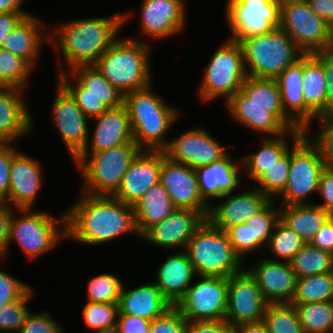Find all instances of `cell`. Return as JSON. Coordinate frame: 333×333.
<instances>
[{
	"instance_id": "1",
	"label": "cell",
	"mask_w": 333,
	"mask_h": 333,
	"mask_svg": "<svg viewBox=\"0 0 333 333\" xmlns=\"http://www.w3.org/2000/svg\"><path fill=\"white\" fill-rule=\"evenodd\" d=\"M132 13L115 12L112 16L71 19L54 25L49 43L54 44L59 54L57 74L78 65H93L120 37Z\"/></svg>"
},
{
	"instance_id": "2",
	"label": "cell",
	"mask_w": 333,
	"mask_h": 333,
	"mask_svg": "<svg viewBox=\"0 0 333 333\" xmlns=\"http://www.w3.org/2000/svg\"><path fill=\"white\" fill-rule=\"evenodd\" d=\"M74 204L66 208V239L84 245H99L125 234L141 238L132 205L114 196L80 193Z\"/></svg>"
},
{
	"instance_id": "3",
	"label": "cell",
	"mask_w": 333,
	"mask_h": 333,
	"mask_svg": "<svg viewBox=\"0 0 333 333\" xmlns=\"http://www.w3.org/2000/svg\"><path fill=\"white\" fill-rule=\"evenodd\" d=\"M149 86L124 95L133 134V140L142 150H163L169 140L166 138L171 126L181 113Z\"/></svg>"
},
{
	"instance_id": "4",
	"label": "cell",
	"mask_w": 333,
	"mask_h": 333,
	"mask_svg": "<svg viewBox=\"0 0 333 333\" xmlns=\"http://www.w3.org/2000/svg\"><path fill=\"white\" fill-rule=\"evenodd\" d=\"M143 40L121 36L93 64L123 96L153 83L152 45Z\"/></svg>"
},
{
	"instance_id": "5",
	"label": "cell",
	"mask_w": 333,
	"mask_h": 333,
	"mask_svg": "<svg viewBox=\"0 0 333 333\" xmlns=\"http://www.w3.org/2000/svg\"><path fill=\"white\" fill-rule=\"evenodd\" d=\"M142 149L131 142L95 153H80L74 160L81 172V192L89 195L113 196L123 176Z\"/></svg>"
},
{
	"instance_id": "6",
	"label": "cell",
	"mask_w": 333,
	"mask_h": 333,
	"mask_svg": "<svg viewBox=\"0 0 333 333\" xmlns=\"http://www.w3.org/2000/svg\"><path fill=\"white\" fill-rule=\"evenodd\" d=\"M16 212L19 213L17 216L14 215ZM61 238L66 239L65 212L55 218L48 211L14 209L9 225L7 250L0 260L4 261L8 256L12 240L22 249L29 261H34L55 249L62 241Z\"/></svg>"
},
{
	"instance_id": "7",
	"label": "cell",
	"mask_w": 333,
	"mask_h": 333,
	"mask_svg": "<svg viewBox=\"0 0 333 333\" xmlns=\"http://www.w3.org/2000/svg\"><path fill=\"white\" fill-rule=\"evenodd\" d=\"M243 50L247 76L275 79L304 52L281 28L238 41Z\"/></svg>"
},
{
	"instance_id": "8",
	"label": "cell",
	"mask_w": 333,
	"mask_h": 333,
	"mask_svg": "<svg viewBox=\"0 0 333 333\" xmlns=\"http://www.w3.org/2000/svg\"><path fill=\"white\" fill-rule=\"evenodd\" d=\"M197 275L227 277L241 272L244 262L234 251L229 236L207 219L195 231L184 250Z\"/></svg>"
},
{
	"instance_id": "9",
	"label": "cell",
	"mask_w": 333,
	"mask_h": 333,
	"mask_svg": "<svg viewBox=\"0 0 333 333\" xmlns=\"http://www.w3.org/2000/svg\"><path fill=\"white\" fill-rule=\"evenodd\" d=\"M210 58L199 84V98L207 103L224 99L226 103L241 90L247 77L242 47L228 38Z\"/></svg>"
},
{
	"instance_id": "10",
	"label": "cell",
	"mask_w": 333,
	"mask_h": 333,
	"mask_svg": "<svg viewBox=\"0 0 333 333\" xmlns=\"http://www.w3.org/2000/svg\"><path fill=\"white\" fill-rule=\"evenodd\" d=\"M290 171L287 186L279 198V205L312 204L308 197L318 192L319 179L325 169L318 149L303 135L291 142Z\"/></svg>"
},
{
	"instance_id": "11",
	"label": "cell",
	"mask_w": 333,
	"mask_h": 333,
	"mask_svg": "<svg viewBox=\"0 0 333 333\" xmlns=\"http://www.w3.org/2000/svg\"><path fill=\"white\" fill-rule=\"evenodd\" d=\"M280 28L304 54L330 50V25L306 0H281Z\"/></svg>"
},
{
	"instance_id": "12",
	"label": "cell",
	"mask_w": 333,
	"mask_h": 333,
	"mask_svg": "<svg viewBox=\"0 0 333 333\" xmlns=\"http://www.w3.org/2000/svg\"><path fill=\"white\" fill-rule=\"evenodd\" d=\"M225 5L226 22L231 32L228 36L232 40L280 28L281 0H228Z\"/></svg>"
},
{
	"instance_id": "13",
	"label": "cell",
	"mask_w": 333,
	"mask_h": 333,
	"mask_svg": "<svg viewBox=\"0 0 333 333\" xmlns=\"http://www.w3.org/2000/svg\"><path fill=\"white\" fill-rule=\"evenodd\" d=\"M175 307L187 321L225 320L228 278L200 276Z\"/></svg>"
},
{
	"instance_id": "14",
	"label": "cell",
	"mask_w": 333,
	"mask_h": 333,
	"mask_svg": "<svg viewBox=\"0 0 333 333\" xmlns=\"http://www.w3.org/2000/svg\"><path fill=\"white\" fill-rule=\"evenodd\" d=\"M56 83L51 120L58 135L61 136L63 145L74 160L88 142L90 120L78 107L71 94L58 81Z\"/></svg>"
},
{
	"instance_id": "15",
	"label": "cell",
	"mask_w": 333,
	"mask_h": 333,
	"mask_svg": "<svg viewBox=\"0 0 333 333\" xmlns=\"http://www.w3.org/2000/svg\"><path fill=\"white\" fill-rule=\"evenodd\" d=\"M267 305L255 279L245 268L228 278L225 321L231 327L263 321Z\"/></svg>"
},
{
	"instance_id": "16",
	"label": "cell",
	"mask_w": 333,
	"mask_h": 333,
	"mask_svg": "<svg viewBox=\"0 0 333 333\" xmlns=\"http://www.w3.org/2000/svg\"><path fill=\"white\" fill-rule=\"evenodd\" d=\"M162 151L168 159L193 169L209 165L228 154L226 146L221 145L207 129L200 126L169 139L168 145Z\"/></svg>"
},
{
	"instance_id": "17",
	"label": "cell",
	"mask_w": 333,
	"mask_h": 333,
	"mask_svg": "<svg viewBox=\"0 0 333 333\" xmlns=\"http://www.w3.org/2000/svg\"><path fill=\"white\" fill-rule=\"evenodd\" d=\"M160 183L177 209L195 210L207 219L210 206L200 195L195 169L168 159L162 151Z\"/></svg>"
},
{
	"instance_id": "18",
	"label": "cell",
	"mask_w": 333,
	"mask_h": 333,
	"mask_svg": "<svg viewBox=\"0 0 333 333\" xmlns=\"http://www.w3.org/2000/svg\"><path fill=\"white\" fill-rule=\"evenodd\" d=\"M271 200L261 211L246 222L229 228L226 233L236 254L245 262L246 256L269 243L276 223L280 220V208Z\"/></svg>"
},
{
	"instance_id": "19",
	"label": "cell",
	"mask_w": 333,
	"mask_h": 333,
	"mask_svg": "<svg viewBox=\"0 0 333 333\" xmlns=\"http://www.w3.org/2000/svg\"><path fill=\"white\" fill-rule=\"evenodd\" d=\"M206 218L198 211L176 209L161 222L149 227L140 240L160 248L185 250L188 241ZM179 248V249H178Z\"/></svg>"
},
{
	"instance_id": "20",
	"label": "cell",
	"mask_w": 333,
	"mask_h": 333,
	"mask_svg": "<svg viewBox=\"0 0 333 333\" xmlns=\"http://www.w3.org/2000/svg\"><path fill=\"white\" fill-rule=\"evenodd\" d=\"M224 198V199H222ZM219 204L210 205L207 220L226 232L229 228L242 224L261 211L271 199L256 187L247 191L223 195Z\"/></svg>"
},
{
	"instance_id": "21",
	"label": "cell",
	"mask_w": 333,
	"mask_h": 333,
	"mask_svg": "<svg viewBox=\"0 0 333 333\" xmlns=\"http://www.w3.org/2000/svg\"><path fill=\"white\" fill-rule=\"evenodd\" d=\"M246 270L255 279L268 304L292 303L297 277L289 262L262 258Z\"/></svg>"
},
{
	"instance_id": "22",
	"label": "cell",
	"mask_w": 333,
	"mask_h": 333,
	"mask_svg": "<svg viewBox=\"0 0 333 333\" xmlns=\"http://www.w3.org/2000/svg\"><path fill=\"white\" fill-rule=\"evenodd\" d=\"M38 159L18 151L10 168L8 205L15 209H32L43 187V168Z\"/></svg>"
},
{
	"instance_id": "23",
	"label": "cell",
	"mask_w": 333,
	"mask_h": 333,
	"mask_svg": "<svg viewBox=\"0 0 333 333\" xmlns=\"http://www.w3.org/2000/svg\"><path fill=\"white\" fill-rule=\"evenodd\" d=\"M186 9L174 0H143L140 7L141 34L155 40L178 35L186 29Z\"/></svg>"
},
{
	"instance_id": "24",
	"label": "cell",
	"mask_w": 333,
	"mask_h": 333,
	"mask_svg": "<svg viewBox=\"0 0 333 333\" xmlns=\"http://www.w3.org/2000/svg\"><path fill=\"white\" fill-rule=\"evenodd\" d=\"M24 92L0 86V143H14L34 132V118Z\"/></svg>"
},
{
	"instance_id": "25",
	"label": "cell",
	"mask_w": 333,
	"mask_h": 333,
	"mask_svg": "<svg viewBox=\"0 0 333 333\" xmlns=\"http://www.w3.org/2000/svg\"><path fill=\"white\" fill-rule=\"evenodd\" d=\"M161 164V150H142L127 169L120 188L113 196L134 206L151 186L160 182Z\"/></svg>"
},
{
	"instance_id": "26",
	"label": "cell",
	"mask_w": 333,
	"mask_h": 333,
	"mask_svg": "<svg viewBox=\"0 0 333 333\" xmlns=\"http://www.w3.org/2000/svg\"><path fill=\"white\" fill-rule=\"evenodd\" d=\"M230 154L229 152L224 158L195 169L200 195L209 206L212 198L220 200L223 195L236 192L242 186L241 157L236 160Z\"/></svg>"
},
{
	"instance_id": "27",
	"label": "cell",
	"mask_w": 333,
	"mask_h": 333,
	"mask_svg": "<svg viewBox=\"0 0 333 333\" xmlns=\"http://www.w3.org/2000/svg\"><path fill=\"white\" fill-rule=\"evenodd\" d=\"M275 80L284 114L304 133H308L316 116L303 101V56L289 65Z\"/></svg>"
},
{
	"instance_id": "28",
	"label": "cell",
	"mask_w": 333,
	"mask_h": 333,
	"mask_svg": "<svg viewBox=\"0 0 333 333\" xmlns=\"http://www.w3.org/2000/svg\"><path fill=\"white\" fill-rule=\"evenodd\" d=\"M91 120L96 124L81 153H95L133 141L129 113L124 104L109 108Z\"/></svg>"
},
{
	"instance_id": "29",
	"label": "cell",
	"mask_w": 333,
	"mask_h": 333,
	"mask_svg": "<svg viewBox=\"0 0 333 333\" xmlns=\"http://www.w3.org/2000/svg\"><path fill=\"white\" fill-rule=\"evenodd\" d=\"M56 81L69 93L95 94L108 108H116L123 104L124 96L94 65L75 66L69 71L57 74Z\"/></svg>"
},
{
	"instance_id": "30",
	"label": "cell",
	"mask_w": 333,
	"mask_h": 333,
	"mask_svg": "<svg viewBox=\"0 0 333 333\" xmlns=\"http://www.w3.org/2000/svg\"><path fill=\"white\" fill-rule=\"evenodd\" d=\"M153 282L162 295L175 306L185 295L197 276L187 253L178 251L167 255L157 268Z\"/></svg>"
},
{
	"instance_id": "31",
	"label": "cell",
	"mask_w": 333,
	"mask_h": 333,
	"mask_svg": "<svg viewBox=\"0 0 333 333\" xmlns=\"http://www.w3.org/2000/svg\"><path fill=\"white\" fill-rule=\"evenodd\" d=\"M47 25L32 13L25 16L5 38L1 48L25 59L34 69L45 42L49 44Z\"/></svg>"
},
{
	"instance_id": "32",
	"label": "cell",
	"mask_w": 333,
	"mask_h": 333,
	"mask_svg": "<svg viewBox=\"0 0 333 333\" xmlns=\"http://www.w3.org/2000/svg\"><path fill=\"white\" fill-rule=\"evenodd\" d=\"M225 105L271 106V113L288 129H299L283 112L281 94L275 79L247 76L244 83Z\"/></svg>"
},
{
	"instance_id": "33",
	"label": "cell",
	"mask_w": 333,
	"mask_h": 333,
	"mask_svg": "<svg viewBox=\"0 0 333 333\" xmlns=\"http://www.w3.org/2000/svg\"><path fill=\"white\" fill-rule=\"evenodd\" d=\"M303 135V130L291 129L277 137L261 136L259 149L241 157L242 171L249 179L256 181L291 148L289 141L297 142Z\"/></svg>"
},
{
	"instance_id": "34",
	"label": "cell",
	"mask_w": 333,
	"mask_h": 333,
	"mask_svg": "<svg viewBox=\"0 0 333 333\" xmlns=\"http://www.w3.org/2000/svg\"><path fill=\"white\" fill-rule=\"evenodd\" d=\"M118 306V314L134 315L153 321L163 315L173 305L152 282L130 290L125 289L123 285Z\"/></svg>"
},
{
	"instance_id": "35",
	"label": "cell",
	"mask_w": 333,
	"mask_h": 333,
	"mask_svg": "<svg viewBox=\"0 0 333 333\" xmlns=\"http://www.w3.org/2000/svg\"><path fill=\"white\" fill-rule=\"evenodd\" d=\"M280 220L307 243L332 216L316 203L279 205Z\"/></svg>"
},
{
	"instance_id": "36",
	"label": "cell",
	"mask_w": 333,
	"mask_h": 333,
	"mask_svg": "<svg viewBox=\"0 0 333 333\" xmlns=\"http://www.w3.org/2000/svg\"><path fill=\"white\" fill-rule=\"evenodd\" d=\"M137 230L142 235L149 227L161 222L177 208L167 190L159 182L151 186L133 206Z\"/></svg>"
},
{
	"instance_id": "37",
	"label": "cell",
	"mask_w": 333,
	"mask_h": 333,
	"mask_svg": "<svg viewBox=\"0 0 333 333\" xmlns=\"http://www.w3.org/2000/svg\"><path fill=\"white\" fill-rule=\"evenodd\" d=\"M228 115L239 125L264 137H277L288 129L271 113V106L224 105Z\"/></svg>"
},
{
	"instance_id": "38",
	"label": "cell",
	"mask_w": 333,
	"mask_h": 333,
	"mask_svg": "<svg viewBox=\"0 0 333 333\" xmlns=\"http://www.w3.org/2000/svg\"><path fill=\"white\" fill-rule=\"evenodd\" d=\"M303 101L316 117L327 114V82L324 68L313 54L303 55Z\"/></svg>"
},
{
	"instance_id": "39",
	"label": "cell",
	"mask_w": 333,
	"mask_h": 333,
	"mask_svg": "<svg viewBox=\"0 0 333 333\" xmlns=\"http://www.w3.org/2000/svg\"><path fill=\"white\" fill-rule=\"evenodd\" d=\"M333 301V272L297 278L291 304Z\"/></svg>"
},
{
	"instance_id": "40",
	"label": "cell",
	"mask_w": 333,
	"mask_h": 333,
	"mask_svg": "<svg viewBox=\"0 0 333 333\" xmlns=\"http://www.w3.org/2000/svg\"><path fill=\"white\" fill-rule=\"evenodd\" d=\"M293 305L304 333H333V301Z\"/></svg>"
},
{
	"instance_id": "41",
	"label": "cell",
	"mask_w": 333,
	"mask_h": 333,
	"mask_svg": "<svg viewBox=\"0 0 333 333\" xmlns=\"http://www.w3.org/2000/svg\"><path fill=\"white\" fill-rule=\"evenodd\" d=\"M297 278L333 272V254L307 243L289 262Z\"/></svg>"
},
{
	"instance_id": "42",
	"label": "cell",
	"mask_w": 333,
	"mask_h": 333,
	"mask_svg": "<svg viewBox=\"0 0 333 333\" xmlns=\"http://www.w3.org/2000/svg\"><path fill=\"white\" fill-rule=\"evenodd\" d=\"M306 244L307 242L295 231L279 220L265 249L270 255L272 254L271 258L269 257L268 259L290 262L296 253ZM273 256L275 259L272 258Z\"/></svg>"
},
{
	"instance_id": "43",
	"label": "cell",
	"mask_w": 333,
	"mask_h": 333,
	"mask_svg": "<svg viewBox=\"0 0 333 333\" xmlns=\"http://www.w3.org/2000/svg\"><path fill=\"white\" fill-rule=\"evenodd\" d=\"M33 70L25 59L0 47V86L16 87L26 91Z\"/></svg>"
},
{
	"instance_id": "44",
	"label": "cell",
	"mask_w": 333,
	"mask_h": 333,
	"mask_svg": "<svg viewBox=\"0 0 333 333\" xmlns=\"http://www.w3.org/2000/svg\"><path fill=\"white\" fill-rule=\"evenodd\" d=\"M263 322L268 333H304L297 310L291 303L268 304Z\"/></svg>"
},
{
	"instance_id": "45",
	"label": "cell",
	"mask_w": 333,
	"mask_h": 333,
	"mask_svg": "<svg viewBox=\"0 0 333 333\" xmlns=\"http://www.w3.org/2000/svg\"><path fill=\"white\" fill-rule=\"evenodd\" d=\"M289 171L290 149L254 182L257 183L254 187L271 200H275L287 186Z\"/></svg>"
},
{
	"instance_id": "46",
	"label": "cell",
	"mask_w": 333,
	"mask_h": 333,
	"mask_svg": "<svg viewBox=\"0 0 333 333\" xmlns=\"http://www.w3.org/2000/svg\"><path fill=\"white\" fill-rule=\"evenodd\" d=\"M118 313V303L87 301L82 311V317L87 328L101 333L116 329Z\"/></svg>"
},
{
	"instance_id": "47",
	"label": "cell",
	"mask_w": 333,
	"mask_h": 333,
	"mask_svg": "<svg viewBox=\"0 0 333 333\" xmlns=\"http://www.w3.org/2000/svg\"><path fill=\"white\" fill-rule=\"evenodd\" d=\"M123 284L115 274L96 275L86 285V299L89 302L119 303Z\"/></svg>"
},
{
	"instance_id": "48",
	"label": "cell",
	"mask_w": 333,
	"mask_h": 333,
	"mask_svg": "<svg viewBox=\"0 0 333 333\" xmlns=\"http://www.w3.org/2000/svg\"><path fill=\"white\" fill-rule=\"evenodd\" d=\"M30 287L19 299L0 306V333H17L30 314L27 303L34 296Z\"/></svg>"
},
{
	"instance_id": "49",
	"label": "cell",
	"mask_w": 333,
	"mask_h": 333,
	"mask_svg": "<svg viewBox=\"0 0 333 333\" xmlns=\"http://www.w3.org/2000/svg\"><path fill=\"white\" fill-rule=\"evenodd\" d=\"M315 120L319 131L311 137L310 133L304 135L318 149L325 168H333V113L319 115Z\"/></svg>"
},
{
	"instance_id": "50",
	"label": "cell",
	"mask_w": 333,
	"mask_h": 333,
	"mask_svg": "<svg viewBox=\"0 0 333 333\" xmlns=\"http://www.w3.org/2000/svg\"><path fill=\"white\" fill-rule=\"evenodd\" d=\"M65 329L46 310L30 312L17 333H64Z\"/></svg>"
},
{
	"instance_id": "51",
	"label": "cell",
	"mask_w": 333,
	"mask_h": 333,
	"mask_svg": "<svg viewBox=\"0 0 333 333\" xmlns=\"http://www.w3.org/2000/svg\"><path fill=\"white\" fill-rule=\"evenodd\" d=\"M187 320L172 306L163 315L151 321L149 333H186Z\"/></svg>"
},
{
	"instance_id": "52",
	"label": "cell",
	"mask_w": 333,
	"mask_h": 333,
	"mask_svg": "<svg viewBox=\"0 0 333 333\" xmlns=\"http://www.w3.org/2000/svg\"><path fill=\"white\" fill-rule=\"evenodd\" d=\"M14 143H0V202L8 204L10 168L19 148Z\"/></svg>"
},
{
	"instance_id": "53",
	"label": "cell",
	"mask_w": 333,
	"mask_h": 333,
	"mask_svg": "<svg viewBox=\"0 0 333 333\" xmlns=\"http://www.w3.org/2000/svg\"><path fill=\"white\" fill-rule=\"evenodd\" d=\"M31 285L17 279L13 275L0 270V306L19 299Z\"/></svg>"
},
{
	"instance_id": "54",
	"label": "cell",
	"mask_w": 333,
	"mask_h": 333,
	"mask_svg": "<svg viewBox=\"0 0 333 333\" xmlns=\"http://www.w3.org/2000/svg\"><path fill=\"white\" fill-rule=\"evenodd\" d=\"M75 99L78 107L91 121L96 117H99L109 108L99 99L98 96L92 93H70Z\"/></svg>"
},
{
	"instance_id": "55",
	"label": "cell",
	"mask_w": 333,
	"mask_h": 333,
	"mask_svg": "<svg viewBox=\"0 0 333 333\" xmlns=\"http://www.w3.org/2000/svg\"><path fill=\"white\" fill-rule=\"evenodd\" d=\"M151 321L134 315L118 314L117 333H149Z\"/></svg>"
},
{
	"instance_id": "56",
	"label": "cell",
	"mask_w": 333,
	"mask_h": 333,
	"mask_svg": "<svg viewBox=\"0 0 333 333\" xmlns=\"http://www.w3.org/2000/svg\"><path fill=\"white\" fill-rule=\"evenodd\" d=\"M324 68L327 82V114L333 113V50L312 53Z\"/></svg>"
},
{
	"instance_id": "57",
	"label": "cell",
	"mask_w": 333,
	"mask_h": 333,
	"mask_svg": "<svg viewBox=\"0 0 333 333\" xmlns=\"http://www.w3.org/2000/svg\"><path fill=\"white\" fill-rule=\"evenodd\" d=\"M318 195L323 203L317 204L333 216V168H325L319 179Z\"/></svg>"
},
{
	"instance_id": "58",
	"label": "cell",
	"mask_w": 333,
	"mask_h": 333,
	"mask_svg": "<svg viewBox=\"0 0 333 333\" xmlns=\"http://www.w3.org/2000/svg\"><path fill=\"white\" fill-rule=\"evenodd\" d=\"M186 333H233L225 320L188 321Z\"/></svg>"
},
{
	"instance_id": "59",
	"label": "cell",
	"mask_w": 333,
	"mask_h": 333,
	"mask_svg": "<svg viewBox=\"0 0 333 333\" xmlns=\"http://www.w3.org/2000/svg\"><path fill=\"white\" fill-rule=\"evenodd\" d=\"M312 247L333 254V216H331L320 230L309 241Z\"/></svg>"
},
{
	"instance_id": "60",
	"label": "cell",
	"mask_w": 333,
	"mask_h": 333,
	"mask_svg": "<svg viewBox=\"0 0 333 333\" xmlns=\"http://www.w3.org/2000/svg\"><path fill=\"white\" fill-rule=\"evenodd\" d=\"M14 208L7 203L0 202V258L6 253L8 245V232Z\"/></svg>"
},
{
	"instance_id": "61",
	"label": "cell",
	"mask_w": 333,
	"mask_h": 333,
	"mask_svg": "<svg viewBox=\"0 0 333 333\" xmlns=\"http://www.w3.org/2000/svg\"><path fill=\"white\" fill-rule=\"evenodd\" d=\"M30 13H6L0 14V47L4 44L5 38L18 25V23Z\"/></svg>"
},
{
	"instance_id": "62",
	"label": "cell",
	"mask_w": 333,
	"mask_h": 333,
	"mask_svg": "<svg viewBox=\"0 0 333 333\" xmlns=\"http://www.w3.org/2000/svg\"><path fill=\"white\" fill-rule=\"evenodd\" d=\"M306 2L329 25L333 23V0H306Z\"/></svg>"
},
{
	"instance_id": "63",
	"label": "cell",
	"mask_w": 333,
	"mask_h": 333,
	"mask_svg": "<svg viewBox=\"0 0 333 333\" xmlns=\"http://www.w3.org/2000/svg\"><path fill=\"white\" fill-rule=\"evenodd\" d=\"M233 333H268L263 321L256 323H242L232 327Z\"/></svg>"
},
{
	"instance_id": "64",
	"label": "cell",
	"mask_w": 333,
	"mask_h": 333,
	"mask_svg": "<svg viewBox=\"0 0 333 333\" xmlns=\"http://www.w3.org/2000/svg\"><path fill=\"white\" fill-rule=\"evenodd\" d=\"M26 0H0V14L28 13L22 8Z\"/></svg>"
},
{
	"instance_id": "65",
	"label": "cell",
	"mask_w": 333,
	"mask_h": 333,
	"mask_svg": "<svg viewBox=\"0 0 333 333\" xmlns=\"http://www.w3.org/2000/svg\"><path fill=\"white\" fill-rule=\"evenodd\" d=\"M330 50H333V23L330 25Z\"/></svg>"
},
{
	"instance_id": "66",
	"label": "cell",
	"mask_w": 333,
	"mask_h": 333,
	"mask_svg": "<svg viewBox=\"0 0 333 333\" xmlns=\"http://www.w3.org/2000/svg\"><path fill=\"white\" fill-rule=\"evenodd\" d=\"M174 1H177L180 5H182L185 9H186V2L185 0H174Z\"/></svg>"
},
{
	"instance_id": "67",
	"label": "cell",
	"mask_w": 333,
	"mask_h": 333,
	"mask_svg": "<svg viewBox=\"0 0 333 333\" xmlns=\"http://www.w3.org/2000/svg\"><path fill=\"white\" fill-rule=\"evenodd\" d=\"M101 333H117L116 330H112V331H105V332H101Z\"/></svg>"
}]
</instances>
